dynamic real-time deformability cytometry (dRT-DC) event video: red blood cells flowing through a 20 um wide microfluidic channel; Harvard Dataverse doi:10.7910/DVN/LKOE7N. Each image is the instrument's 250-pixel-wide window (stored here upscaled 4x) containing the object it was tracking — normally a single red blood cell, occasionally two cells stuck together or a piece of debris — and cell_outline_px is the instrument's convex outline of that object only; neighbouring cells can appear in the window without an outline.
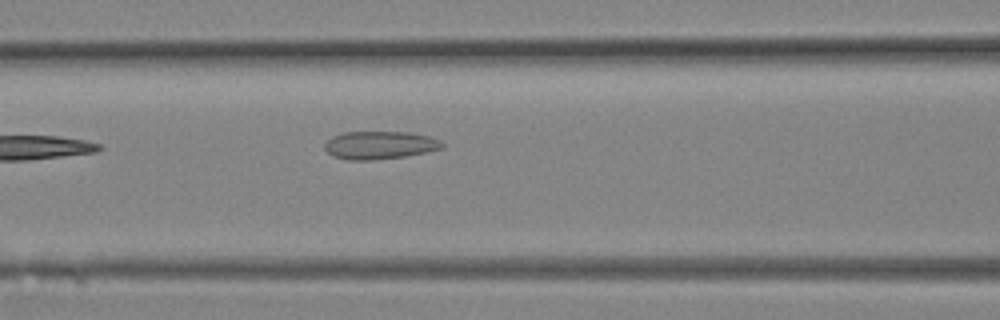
{"species": "Egyptian fruit bat (a non-hibernating species)", "species_latin": "Rousettus aegyptiacus", "temperature_condition": "room temperature", "stored_images_in_passage": 11, "camera_frame_rate_fps": 3000, "um_per_image_px": 0.085, "animal": {"sex": "female"}, "frame": {"image": 1, "passage_image": 11, "time_ms": 3.333, "image_size_px": [1000, 320], "cell_outline_px": [[444, 148], [404, 156], [372, 160], [348, 160], [332, 156], [324, 148], [324, 144], [332, 136], [344, 132], [408, 132], [428, 136], [440, 140], [444, 144]], "centroid_in_image_um": [32.25, 12.33], "position_along_channel_um": 134.3, "area_um2": 19.07}}